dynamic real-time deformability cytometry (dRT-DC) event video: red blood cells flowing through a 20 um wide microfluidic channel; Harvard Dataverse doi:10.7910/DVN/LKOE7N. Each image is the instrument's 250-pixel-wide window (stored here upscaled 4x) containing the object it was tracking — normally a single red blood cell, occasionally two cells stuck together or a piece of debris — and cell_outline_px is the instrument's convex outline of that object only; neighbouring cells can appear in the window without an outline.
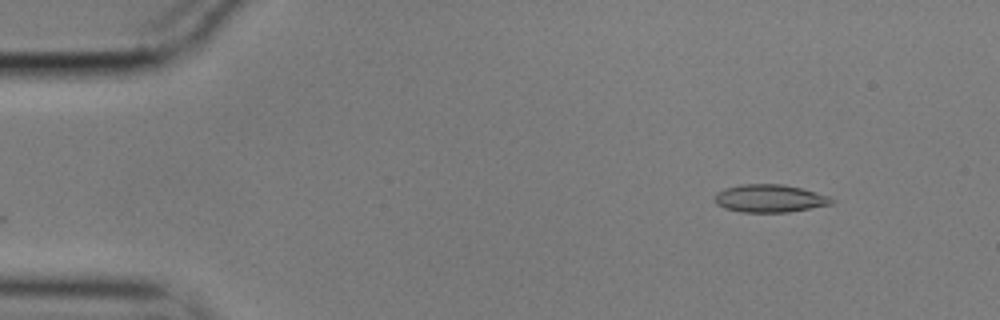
{"species": "common noctule bat (a hibernating species)", "species_latin": "Nyctalus noctula", "temperature_condition": "cold", "stored_images_in_passage": 56, "camera_frame_rate_fps": 3000, "um_per_image_px": 0.085, "animal": {"sex": "male", "body_mass_g": 17.9}, "frame": {"image": 1, "passage_image": 6, "time_ms": 1.667, "image_size_px": [1000, 320], "cell_outline_px": [[836, 200], [832, 204], [788, 212], [740, 212], [724, 208], [716, 204], [716, 192], [724, 188], [740, 184], [784, 184], [816, 192], [828, 196]], "centroid_in_image_um": [65.42, 16.86], "position_along_channel_um": 19.6, "area_um2": 18.96}}
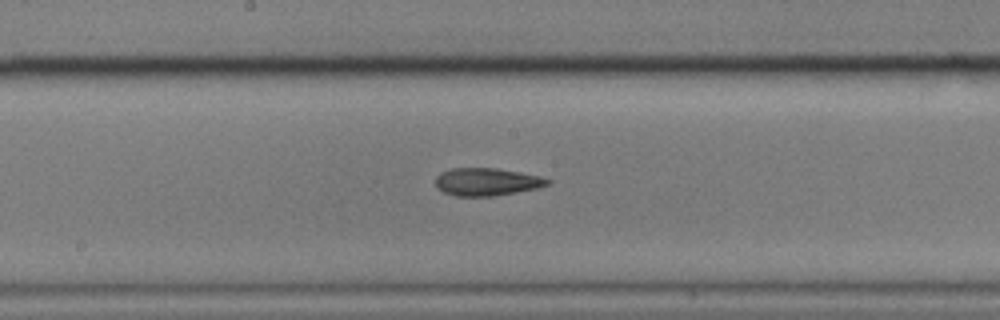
{"frame": {"image": 2, "passage_image": 29, "time_ms": 9.333, "image_size_px": [1000, 320], "cell_outline_px": [[552, 184], [540, 188], [492, 196], [456, 196], [444, 192], [436, 188], [436, 176], [440, 172], [452, 168], [496, 168], [520, 172], [540, 176], [552, 180]], "centroid_in_image_um": [41.41, 15.45], "position_along_channel_um": 206.8, "area_um2": 18.26}}
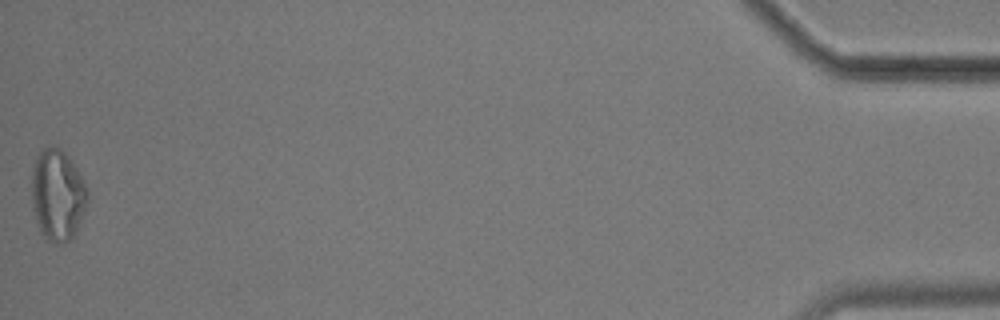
{"frame": {"image": 3, "passage_image": 56, "time_ms": 18.333, "image_size_px": [1000, 320], "cell_outline_px": [[88, 200], [84, 212], [76, 232], [68, 240], [60, 244], [56, 244], [44, 240], [40, 232], [32, 208], [32, 168], [36, 156], [48, 144], [60, 148], [72, 160], [88, 188]], "centroid_in_image_um": [4.89, 16.57], "position_along_channel_um": 430.3, "area_um2": 30.17}, "authors_computed_cell_mechanics": {"area_um2": 18.5249, "velocity_mm_per_s": 3.5283, "shape_relaxation_time_tau1_ms": null, "shape_relaxation_time_tau2_ms": 4.4113, "deformation_change_tau1": null, "deformation_change_tau2": 0.1363}}